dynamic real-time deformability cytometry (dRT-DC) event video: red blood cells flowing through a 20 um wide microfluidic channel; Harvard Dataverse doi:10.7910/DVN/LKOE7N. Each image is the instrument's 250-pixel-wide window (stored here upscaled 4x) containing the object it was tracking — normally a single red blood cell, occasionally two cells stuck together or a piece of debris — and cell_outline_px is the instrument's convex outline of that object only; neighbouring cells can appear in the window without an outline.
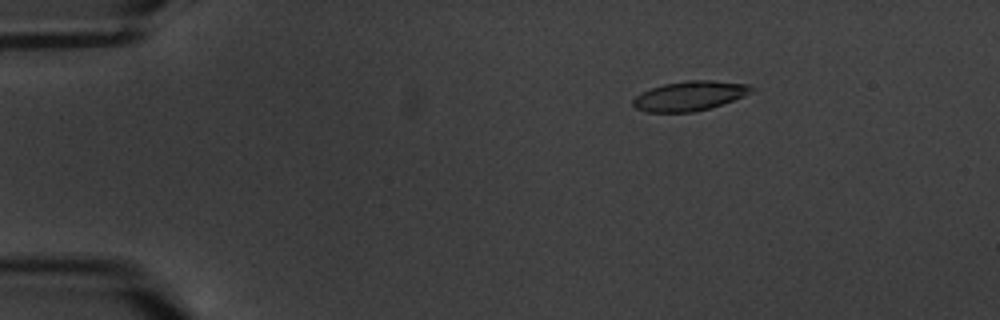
{"species": "common noctule bat (a hibernating species)", "species_latin": "Nyctalus noctula", "temperature_condition": "warm", "stored_images_in_passage": 6, "camera_frame_rate_fps": 3000, "um_per_image_px": 0.085, "animal": {"sex": "male", "body_mass_g": 20.1, "forearm_length_mm": 53.5}, "frame": {"image": 1, "passage_image": 3, "time_ms": 2.667, "image_size_px": [1000, 320], "cell_outline_px": [[756, 88], [752, 92], [744, 96], [708, 108], [692, 112], [648, 112], [636, 108], [632, 104], [632, 100], [636, 96], [652, 88], [664, 84], [688, 80], [712, 80], [748, 84]], "centroid_in_image_um": [58.64, 8.14], "position_along_channel_um": 26.4, "area_um2": 20.17}}